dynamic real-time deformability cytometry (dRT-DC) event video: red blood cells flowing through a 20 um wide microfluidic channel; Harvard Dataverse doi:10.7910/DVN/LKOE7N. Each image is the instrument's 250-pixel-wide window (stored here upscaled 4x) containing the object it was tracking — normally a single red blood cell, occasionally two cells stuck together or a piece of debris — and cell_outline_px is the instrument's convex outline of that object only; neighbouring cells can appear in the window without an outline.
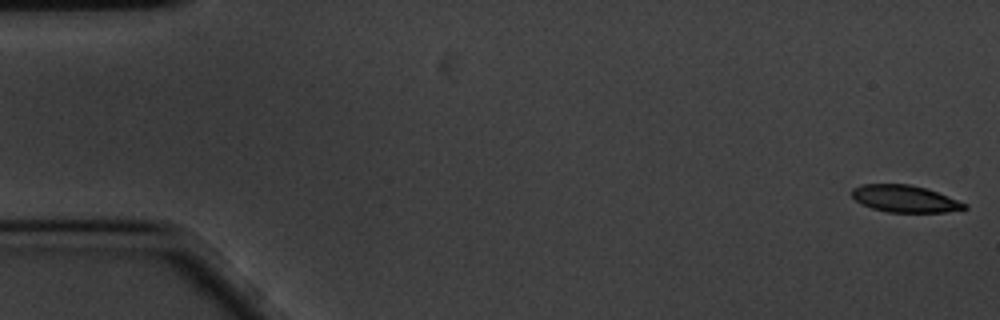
{"species": "common noctule bat (a hibernating species)", "species_latin": "Nyctalus noctula", "temperature_condition": "cold", "stored_images_in_passage": 59, "camera_frame_rate_fps": 3000, "um_per_image_px": 0.085, "animal": {"sex": "male", "body_mass_g": 20.1, "forearm_length_mm": 53.5}, "frame": {"image": 1, "passage_image": 1, "time_ms": 0.0, "image_size_px": [1000, 320], "cell_outline_px": [[968, 208], [944, 212], [888, 212], [872, 208], [856, 200], [852, 196], [852, 188], [860, 184], [908, 184], [924, 188], [936, 192], [968, 204]], "centroid_in_image_um": [76.9, 16.89], "position_along_channel_um": 8.1, "area_um2": 17.46}}
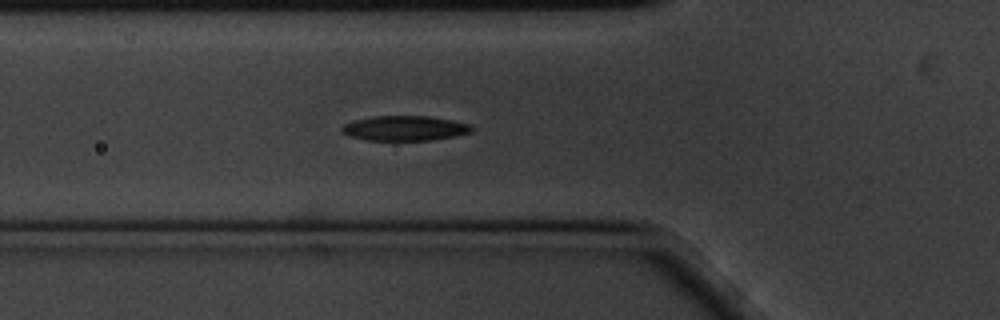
{"frame": {"image": 2, "passage_image": 20, "time_ms": 6.333, "image_size_px": [1000, 320], "cell_outline_px": [[476, 128], [472, 132], [456, 136], [432, 140], [368, 140], [348, 136], [340, 132], [340, 128], [344, 124], [356, 120], [376, 116], [428, 116], [452, 120], [472, 124]], "centroid_in_image_um": [34.45, 10.9], "position_along_channel_um": 91.3, "area_um2": 19.02}}
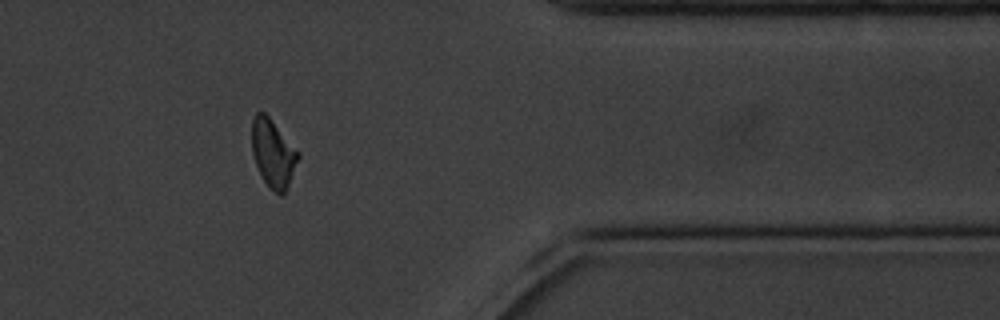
{"frame": {"image": 3, "passage_image": 48, "time_ms": 15.667, "image_size_px": [1000, 320], "cell_outline_px": [[300, 156], [288, 184], [284, 192], [280, 196], [268, 188], [256, 164], [252, 152], [252, 120], [256, 112], [264, 112], [268, 116], [300, 152]], "centroid_in_image_um": [23.21, 13.03], "position_along_channel_um": 388.2, "area_um2": 18.15}, "authors_computed_cell_mechanics": {"area_um2": 18.9006, "velocity_mm_per_s": 3.3823, "shape_relaxation_time_tau1_ms": 4.0548, "shape_relaxation_time_tau2_ms": 5.3968, "deformation_change_tau1": 0.1419, "deformation_change_tau2": 0.1195}}